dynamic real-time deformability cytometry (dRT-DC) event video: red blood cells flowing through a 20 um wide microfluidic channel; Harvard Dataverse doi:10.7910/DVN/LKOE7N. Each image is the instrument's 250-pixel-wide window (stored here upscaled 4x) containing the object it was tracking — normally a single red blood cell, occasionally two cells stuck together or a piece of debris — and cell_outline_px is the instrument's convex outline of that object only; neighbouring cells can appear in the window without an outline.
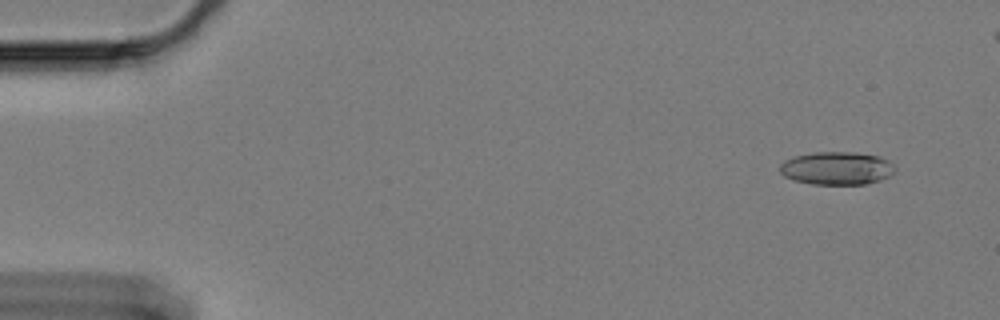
{"species": "Egyptian fruit bat (a non-hibernating species)", "species_latin": "Rousettus aegyptiacus", "temperature_condition": "cold", "stored_images_in_passage": 58, "camera_frame_rate_fps": 3000, "um_per_image_px": 0.085, "animal": {"sex": "female"}, "frame": {"image": 1, "passage_image": 5, "time_ms": 1.333, "image_size_px": [1000, 320], "cell_outline_px": [[896, 168], [888, 176], [880, 180], [864, 184], [812, 184], [796, 180], [784, 176], [780, 172], [780, 164], [784, 160], [796, 156], [816, 152], [852, 152], [880, 156], [888, 160]], "centroid_in_image_um": [71.12, 14.29], "position_along_channel_um": 13.9, "area_um2": 21.96}}
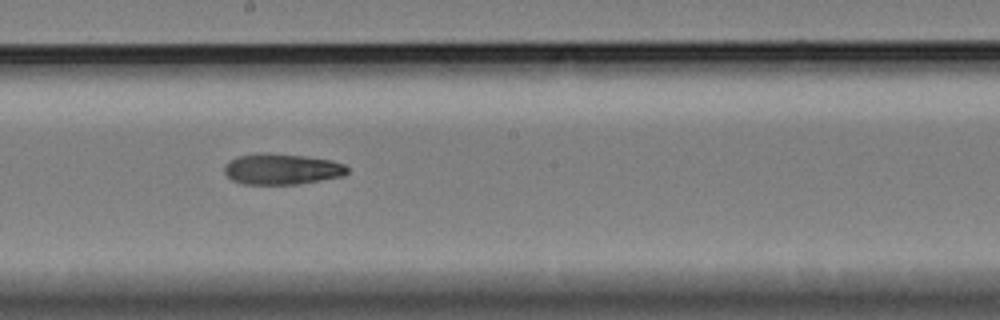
{"frame": {"image": 2, "passage_image": 34, "time_ms": 11.0, "image_size_px": [1000, 320], "cell_outline_px": [[348, 172], [344, 176], [296, 184], [244, 184], [232, 180], [224, 172], [224, 164], [228, 160], [240, 156], [264, 152], [268, 152], [304, 156], [328, 160], [344, 164], [348, 168]], "centroid_in_image_um": [23.92, 14.37], "position_along_channel_um": 224.3, "area_um2": 22.08}}
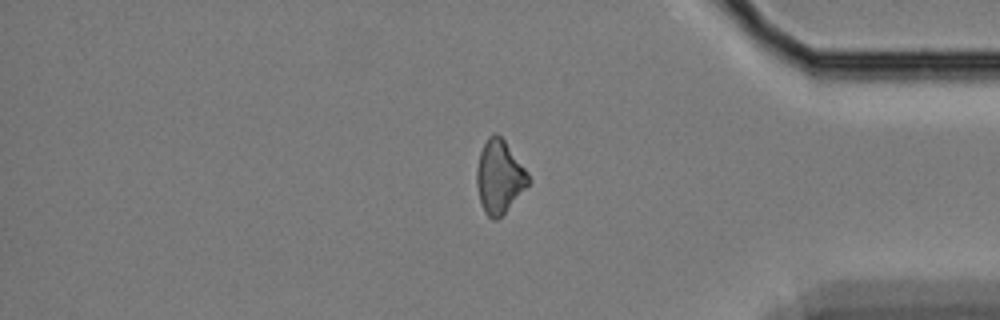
{"frame": {"image": 3, "passage_image": 51, "time_ms": 16.667, "image_size_px": [1000, 320], "cell_outline_px": [[528, 184], [504, 212], [496, 220], [492, 220], [484, 212], [480, 204], [476, 184], [476, 168], [480, 152], [488, 136], [496, 132], [504, 140], [528, 172]], "centroid_in_image_um": [42.4, 15.02], "position_along_channel_um": 392.8, "area_um2": 21.68}}